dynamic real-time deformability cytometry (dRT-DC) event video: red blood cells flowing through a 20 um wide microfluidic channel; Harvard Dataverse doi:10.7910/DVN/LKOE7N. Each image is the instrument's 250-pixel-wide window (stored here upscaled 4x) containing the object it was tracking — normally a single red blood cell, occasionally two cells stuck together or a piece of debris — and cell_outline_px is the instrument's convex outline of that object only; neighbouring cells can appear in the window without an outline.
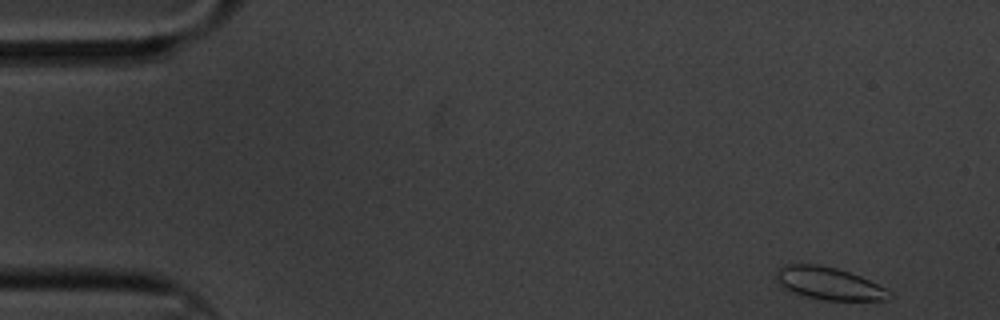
{"species": "common noctule bat (a hibernating species)", "species_latin": "Nyctalus noctula", "temperature_condition": "cold", "stored_images_in_passage": 58, "camera_frame_rate_fps": 3000, "um_per_image_px": 0.085, "animal": {"sex": "male", "body_mass_g": 20.1, "forearm_length_mm": 53.5}, "frame": {"image": 1, "passage_image": 1, "time_ms": 0.0, "image_size_px": [1000, 320], "cell_outline_px": [[896, 296], [888, 300], [824, 300], [804, 296], [780, 288], [776, 280], [776, 268], [784, 264], [816, 264], [836, 268], [860, 276], [892, 292]], "centroid_in_image_um": [70.41, 24.1], "position_along_channel_um": 14.6, "area_um2": 21.68}}
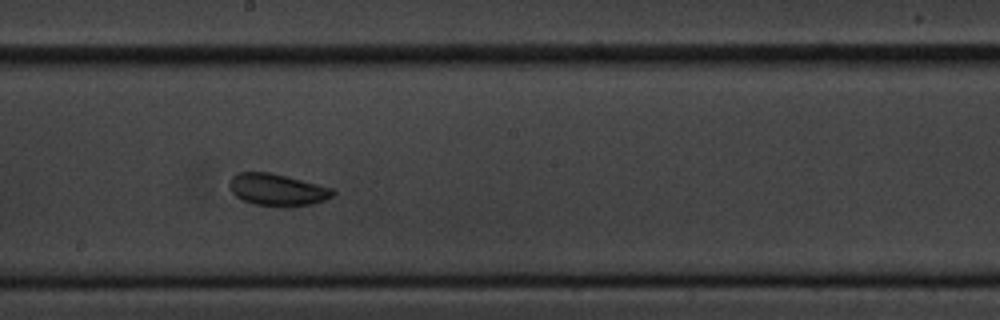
{"frame": {"image": 2, "passage_image": 30, "time_ms": 9.667, "image_size_px": [1000, 320], "cell_outline_px": [[336, 192], [332, 196], [324, 200], [312, 204], [288, 208], [284, 208], [256, 204], [244, 200], [236, 196], [228, 188], [228, 184], [232, 176], [236, 172], [268, 172], [332, 188]], "centroid_in_image_um": [23.54, 16.15], "position_along_channel_um": 224.7, "area_um2": 19.31}}
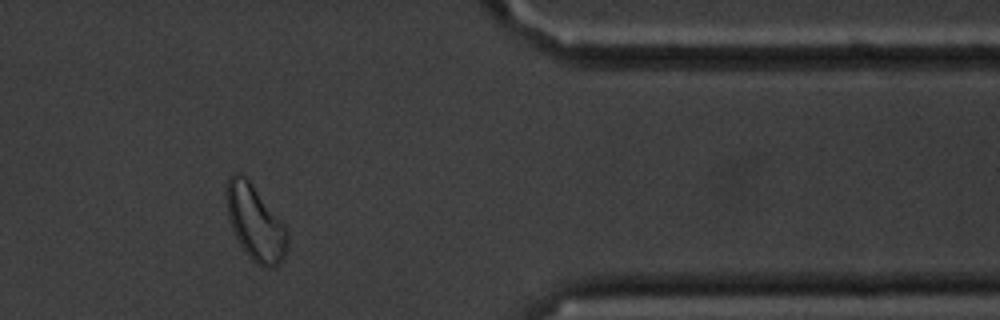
{"frame": {"image": 3, "passage_image": 47, "time_ms": 15.333, "image_size_px": [1000, 320], "cell_outline_px": [[288, 248], [284, 260], [276, 268], [264, 268], [256, 264], [248, 256], [240, 244], [232, 228], [228, 216], [228, 180], [236, 172], [240, 172], [252, 184], [280, 220], [288, 232]], "centroid_in_image_um": [21.75, 19.04], "position_along_channel_um": 389.7, "area_um2": 26.24}, "authors_computed_cell_mechanics": {"area_um2": 19.8543, "velocity_mm_per_s": 3.282, "shape_relaxation_time_tau1_ms": 1.4032, "shape_relaxation_time_tau2_ms": 5.9632, "deformation_change_tau1": 0.0377, "deformation_change_tau2": 0.0599}}